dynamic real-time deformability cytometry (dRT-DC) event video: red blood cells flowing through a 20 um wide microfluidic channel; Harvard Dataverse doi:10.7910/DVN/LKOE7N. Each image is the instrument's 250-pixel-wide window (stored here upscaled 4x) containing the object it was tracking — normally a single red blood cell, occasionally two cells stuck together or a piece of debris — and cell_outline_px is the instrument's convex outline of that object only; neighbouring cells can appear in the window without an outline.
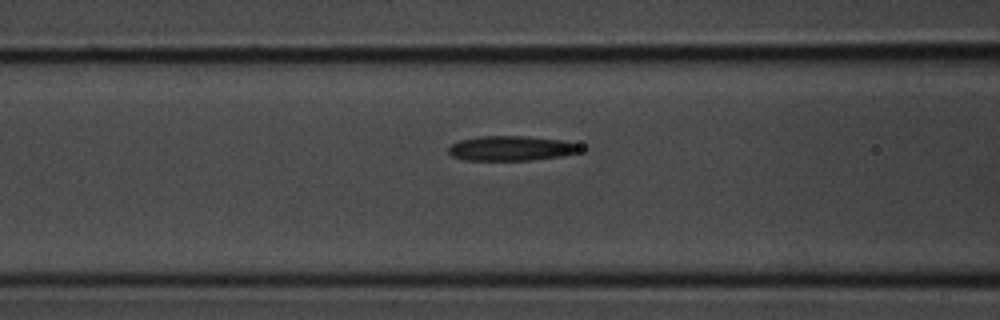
{"species": "common noctule bat (a hibernating species)", "species_latin": "Nyctalus noctula", "temperature_condition": "room temperature", "stored_images_in_passage": 3, "camera_frame_rate_fps": 3000, "um_per_image_px": 0.085, "animal": {"sex": "male", "body_mass_g": 20.1, "forearm_length_mm": 53.5}, "frame": {"image": 1, "passage_image": 3, "time_ms": 0.667, "image_size_px": [1000, 320], "cell_outline_px": [[584, 148], [580, 152], [564, 156], [532, 160], [464, 160], [452, 156], [448, 152], [448, 148], [452, 144], [460, 140], [480, 136], [524, 136], [564, 140], [580, 144]], "centroid_in_image_um": [43.52, 12.61], "position_along_channel_um": 123.1, "area_um2": 19.31}}